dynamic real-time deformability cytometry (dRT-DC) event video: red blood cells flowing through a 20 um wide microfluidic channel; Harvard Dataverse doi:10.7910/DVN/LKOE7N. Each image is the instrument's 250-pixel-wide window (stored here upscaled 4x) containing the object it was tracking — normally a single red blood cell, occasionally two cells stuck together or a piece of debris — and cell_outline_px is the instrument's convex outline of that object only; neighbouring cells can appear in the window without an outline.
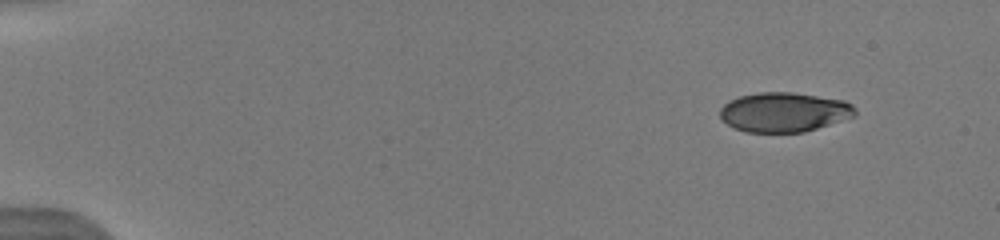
{"species": "human", "species_latin": "Homo sapiens", "temperature_condition": "warm", "stored_images_in_passage": 44, "camera_frame_rate_fps": 3000, "um_per_image_px": 0.085, "donor": {"sex": "male"}, "frame": {"image": 1, "passage_image": 1, "time_ms": 0.0, "image_size_px": [1000, 240], "cell_outline_px": [[856, 116], [804, 132], [744, 132], [728, 124], [720, 116], [720, 108], [728, 100], [740, 96], [760, 92], [792, 92], [844, 100], [852, 104], [856, 108]], "centroid_in_image_um": [66.66, 9.53], "position_along_channel_um": 18.3, "area_um2": 31.15}}
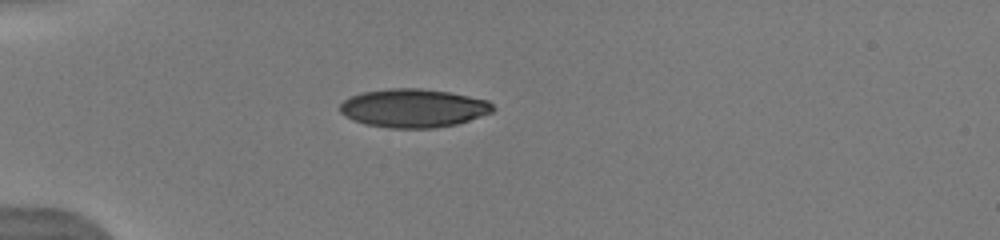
{"frame": {"image": 2, "passage_image": 12, "time_ms": 3.333, "image_size_px": [1000, 240], "cell_outline_px": [[496, 108], [492, 112], [456, 124], [432, 128], [388, 128], [364, 124], [352, 120], [344, 116], [340, 112], [340, 104], [344, 100], [360, 92], [388, 88], [420, 88], [448, 92], [488, 100]], "centroid_in_image_um": [35.1, 9.19], "position_along_channel_um": 49.9, "area_um2": 34.39}}
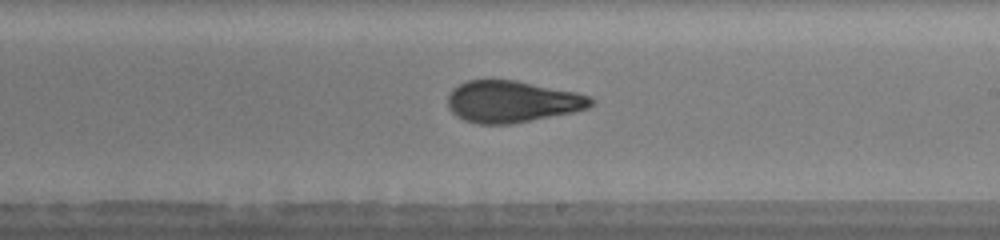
{"frame": {"image": 3, "passage_image": 26, "time_ms": 8.667, "image_size_px": [1000, 240], "cell_outline_px": [[596, 100], [588, 108], [572, 112], [512, 124], [476, 124], [464, 120], [456, 116], [448, 108], [448, 96], [452, 88], [468, 80], [516, 80], [576, 92], [592, 96]], "centroid_in_image_um": [43.53, 8.64], "position_along_channel_um": 245.5, "area_um2": 34.91}, "authors_computed_cell_mechanics": {"area_um2": 34.2465, "velocity_mm_per_s": 4.1302, "shape_relaxation_time_tau1_ms": 4.0737, "shape_relaxation_time_tau2_ms": 1.0813, "deformation_change_tau1": 0.1743, "deformation_change_tau2": 0.0708}}